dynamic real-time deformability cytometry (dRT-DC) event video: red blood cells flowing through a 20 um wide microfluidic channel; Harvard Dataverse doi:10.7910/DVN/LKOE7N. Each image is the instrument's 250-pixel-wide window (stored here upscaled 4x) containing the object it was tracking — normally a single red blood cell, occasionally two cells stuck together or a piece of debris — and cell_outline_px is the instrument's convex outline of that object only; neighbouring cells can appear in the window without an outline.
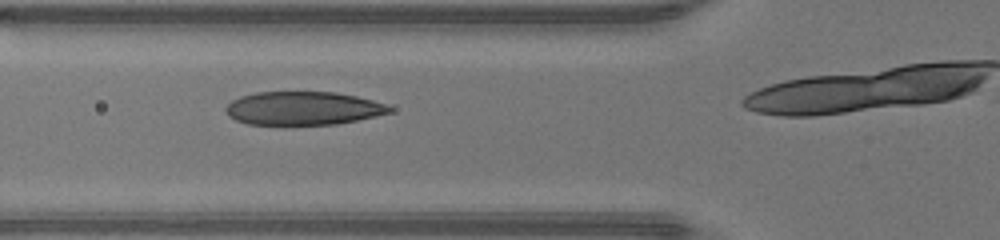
{"species": "human", "species_latin": "Homo sapiens", "temperature_condition": "warm", "stored_images_in_passage": 12, "camera_frame_rate_fps": 3000, "um_per_image_px": 0.085, "donor": {"sex": "male"}, "frame": {"image": 1, "passage_image": 9, "time_ms": 2.667, "image_size_px": [1000, 240], "cell_outline_px": [[392, 112], [376, 116], [336, 124], [248, 124], [236, 120], [228, 116], [224, 112], [224, 108], [232, 100], [240, 96], [256, 92], [336, 92], [356, 96], [372, 100], [384, 104], [392, 108]], "centroid_in_image_um": [25.72, 9.2], "position_along_channel_um": 100.1, "area_um2": 31.79}}